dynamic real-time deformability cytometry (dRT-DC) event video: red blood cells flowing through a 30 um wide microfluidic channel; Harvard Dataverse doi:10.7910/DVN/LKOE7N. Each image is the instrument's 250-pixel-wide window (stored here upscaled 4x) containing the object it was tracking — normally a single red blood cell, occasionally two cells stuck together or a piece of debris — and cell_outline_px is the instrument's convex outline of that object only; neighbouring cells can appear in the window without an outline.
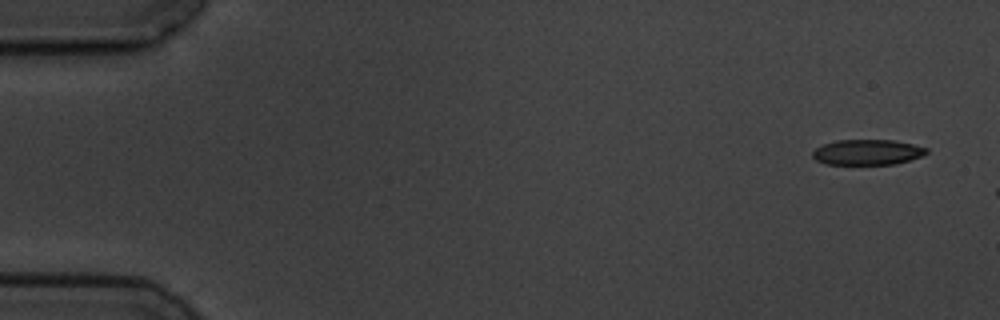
{"species": "common noctule bat (a hibernating species)", "species_latin": "Nyctalus noctula", "temperature_condition": "cold", "stored_images_in_passage": 3, "camera_frame_rate_fps": 3000, "um_per_image_px": 0.085, "animal": {"sex": "male", "body_mass_g": 19.5, "forearm_length_mm": 54.6}, "frame": {"image": 1, "passage_image": 1, "time_ms": 0.0, "image_size_px": [1000, 320], "cell_outline_px": [[928, 152], [920, 156], [908, 160], [892, 164], [824, 164], [816, 160], [812, 156], [812, 152], [820, 144], [836, 140], [896, 140], [928, 148]], "centroid_in_image_um": [73.67, 12.92], "position_along_channel_um": 11.3, "area_um2": 16.88}}